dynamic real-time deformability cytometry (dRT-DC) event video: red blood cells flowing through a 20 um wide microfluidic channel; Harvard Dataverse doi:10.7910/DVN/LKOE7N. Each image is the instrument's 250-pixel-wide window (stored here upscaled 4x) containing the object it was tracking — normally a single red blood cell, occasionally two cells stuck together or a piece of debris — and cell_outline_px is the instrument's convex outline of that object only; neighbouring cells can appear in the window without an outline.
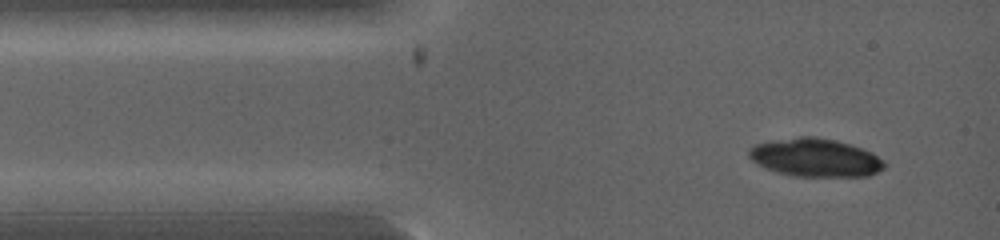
{"species": "common noctule bat (a hibernating species)", "species_latin": "Nyctalus noctula", "temperature_condition": "warm", "stored_images_in_passage": 2, "camera_frame_rate_fps": 5000, "um_per_image_px": 0.085, "animal": {"sex": "female", "body_mass_g": 19.0, "forearm_length_mm": 53.3}, "frame": {"image": 1, "passage_image": 2, "time_ms": 1.0, "image_size_px": [1000, 240], "cell_outline_px": [[884, 168], [868, 176], [796, 176], [780, 172], [756, 164], [748, 156], [748, 148], [756, 144], [768, 140], [800, 136], [816, 136], [836, 140], [872, 152], [884, 160]], "centroid_in_image_um": [69.27, 13.38], "position_along_channel_um": 15.7, "area_um2": 30.11}}